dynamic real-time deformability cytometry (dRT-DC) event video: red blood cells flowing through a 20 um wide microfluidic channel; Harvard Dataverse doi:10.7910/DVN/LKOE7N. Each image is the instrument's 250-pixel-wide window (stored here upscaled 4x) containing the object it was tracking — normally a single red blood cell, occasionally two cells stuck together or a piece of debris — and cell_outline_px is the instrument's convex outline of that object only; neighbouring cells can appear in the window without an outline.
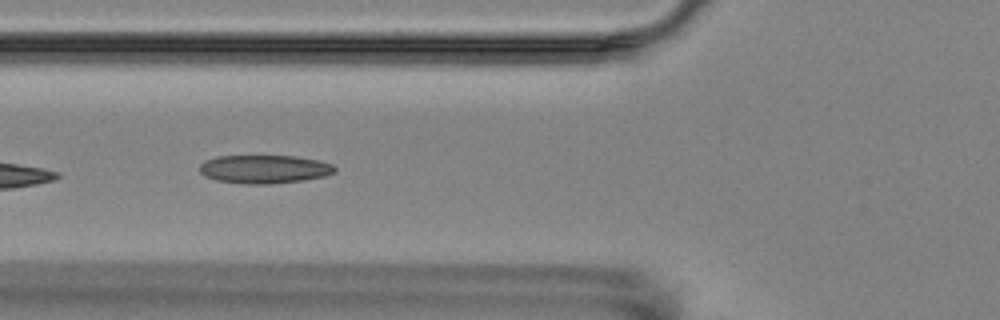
{"species": "Egyptian fruit bat (a non-hibernating species)", "species_latin": "Rousettus aegyptiacus", "temperature_condition": "room temperature", "stored_images_in_passage": 6, "camera_frame_rate_fps": 3000, "um_per_image_px": 0.085, "animal": {"sex": "female"}, "frame": {"image": 1, "passage_image": 6, "time_ms": 6.667, "image_size_px": [1000, 320], "cell_outline_px": [[336, 172], [324, 176], [304, 180], [268, 184], [244, 184], [216, 180], [204, 176], [200, 172], [200, 164], [204, 160], [216, 156], [296, 156], [316, 160], [332, 164], [336, 168]], "centroid_in_image_um": [22.44, 14.38], "position_along_channel_um": 103.4, "area_um2": 22.43}}